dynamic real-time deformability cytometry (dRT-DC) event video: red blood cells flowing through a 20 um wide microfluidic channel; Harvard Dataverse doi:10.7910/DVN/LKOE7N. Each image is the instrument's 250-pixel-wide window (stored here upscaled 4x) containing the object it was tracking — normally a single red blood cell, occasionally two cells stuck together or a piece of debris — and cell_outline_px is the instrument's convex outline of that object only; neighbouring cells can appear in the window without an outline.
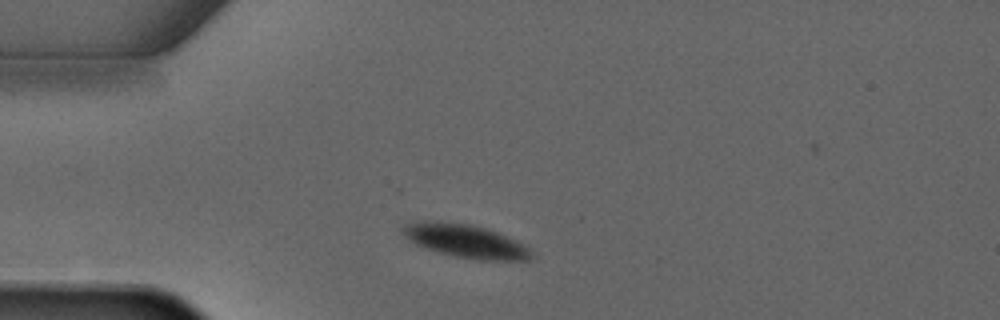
{"species": "common noctule bat (a hibernating species)", "species_latin": "Nyctalus noctula", "temperature_condition": "warm", "stored_images_in_passage": 1, "camera_frame_rate_fps": 3000, "um_per_image_px": 0.085, "animal": {"sex": "male", "forearm_length_mm": 52.5}, "frame": {"image": 1, "passage_image": 1, "time_ms": 0.0, "image_size_px": [1000, 320], "cell_outline_px": [[532, 256], [528, 260], [476, 260], [452, 256], [416, 244], [404, 236], [400, 228], [404, 224], [424, 220], [472, 224], [496, 232], [516, 240], [524, 244], [532, 252]], "centroid_in_image_um": [39.55, 20.48], "position_along_channel_um": 45.4, "area_um2": 24.85}}